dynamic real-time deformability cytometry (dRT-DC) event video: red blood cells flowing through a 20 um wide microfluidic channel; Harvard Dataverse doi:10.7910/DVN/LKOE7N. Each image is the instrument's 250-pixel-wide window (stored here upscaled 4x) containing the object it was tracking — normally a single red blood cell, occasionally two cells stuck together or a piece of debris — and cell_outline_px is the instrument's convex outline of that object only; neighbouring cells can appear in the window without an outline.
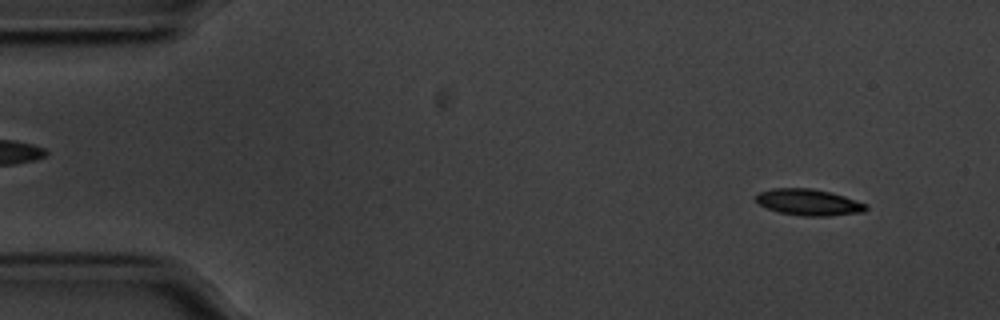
{"species": "common noctule bat (a hibernating species)", "species_latin": "Nyctalus noctula", "temperature_condition": "cold", "stored_images_in_passage": 55, "camera_frame_rate_fps": 3000, "um_per_image_px": 0.085, "animal": {"sex": "male", "body_mass_g": 20.1, "forearm_length_mm": 53.5}, "frame": {"image": 1, "passage_image": 4, "time_ms": 1.0, "image_size_px": [1000, 320], "cell_outline_px": [[868, 208], [864, 212], [832, 216], [800, 216], [780, 212], [768, 208], [760, 204], [756, 200], [756, 192], [772, 188], [812, 188], [832, 192], [868, 204]], "centroid_in_image_um": [68.76, 17.19], "position_along_channel_um": 16.2, "area_um2": 17.11}}
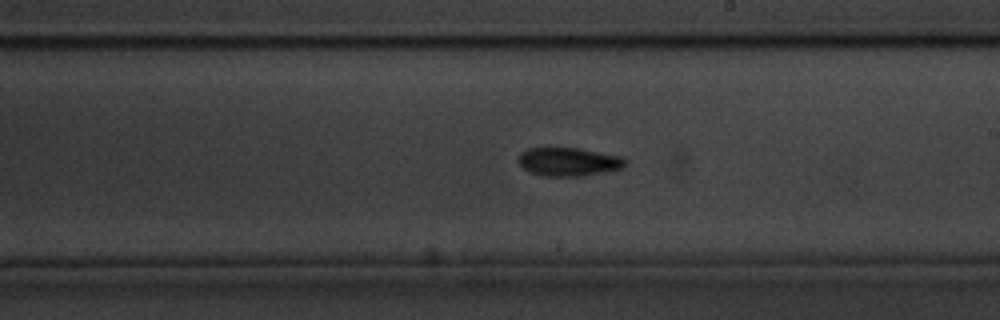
{"frame": {"image": 2, "passage_image": 31, "time_ms": 10.0, "image_size_px": [1000, 320], "cell_outline_px": [[624, 164], [620, 168], [604, 172], [584, 176], [540, 176], [528, 172], [516, 160], [520, 152], [528, 148], [576, 148], [600, 152], [620, 156], [624, 160]], "centroid_in_image_um": [48.24, 13.75], "position_along_channel_um": 240.8, "area_um2": 17.69}}
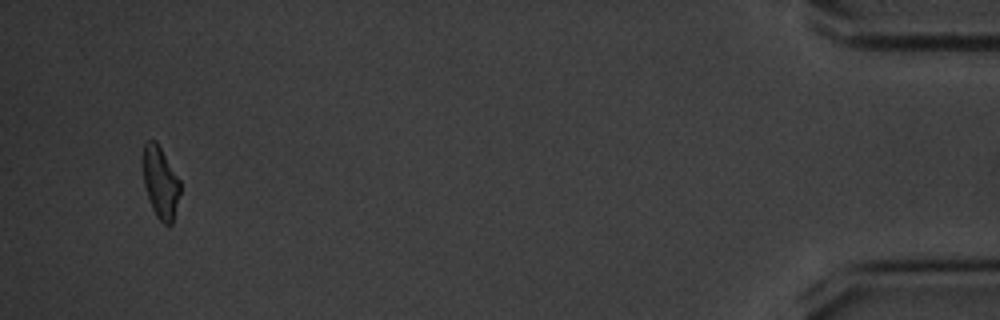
{"frame": {"image": 3, "passage_image": 53, "time_ms": 17.333, "image_size_px": [1000, 320], "cell_outline_px": [[180, 192], [172, 224], [164, 224], [156, 216], [152, 208], [144, 184], [144, 144], [148, 140], [156, 140], [180, 180]], "centroid_in_image_um": [13.65, 15.51], "position_along_channel_um": 421.5, "area_um2": 15.2}, "authors_computed_cell_mechanics": {"area_um2": 16.762, "velocity_mm_per_s": 3.5422, "shape_relaxation_time_tau1_ms": 3.2724, "shape_relaxation_time_tau2_ms": null, "deformation_change_tau1": 0.1219, "deformation_change_tau2": null}}